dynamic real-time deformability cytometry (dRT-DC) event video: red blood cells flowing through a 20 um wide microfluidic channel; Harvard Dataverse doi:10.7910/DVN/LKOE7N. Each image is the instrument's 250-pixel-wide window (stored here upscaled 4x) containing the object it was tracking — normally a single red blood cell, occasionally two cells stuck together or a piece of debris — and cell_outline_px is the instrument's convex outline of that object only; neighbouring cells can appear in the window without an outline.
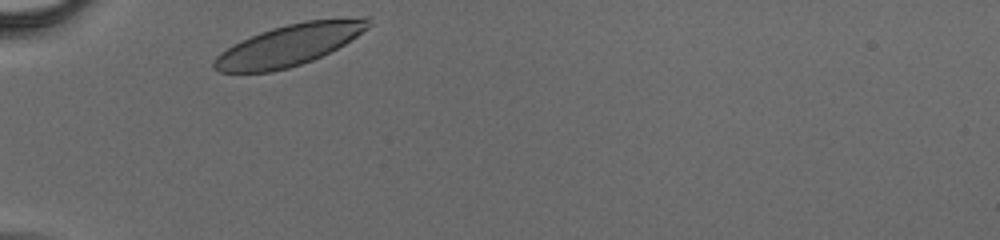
{"species": "human", "species_latin": "Homo sapiens", "temperature_condition": "cold", "stored_images_in_passage": 25, "camera_frame_rate_fps": 3000, "um_per_image_px": 0.085, "donor": {"sex": "male"}, "frame": {"image": 1, "passage_image": 1, "time_ms": 0.0, "image_size_px": [1000, 240], "cell_outline_px": [[372, 24], [368, 28], [344, 44], [312, 60], [288, 68], [272, 72], [220, 72], [212, 68], [212, 64], [216, 56], [220, 52], [232, 44], [260, 32], [272, 28], [304, 20], [364, 16], [368, 16]], "centroid_in_image_um": [24.58, 3.81], "position_along_channel_um": 60.4, "area_um2": 37.17}}
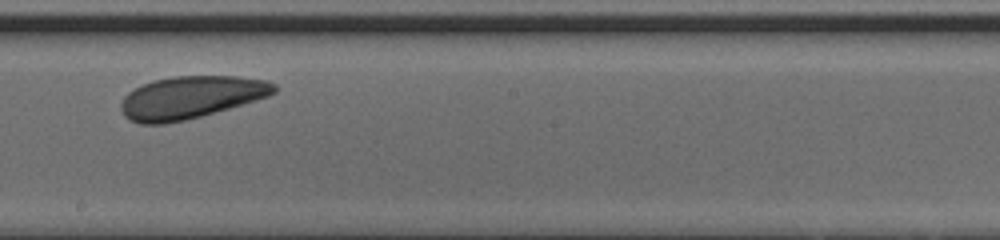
{"frame": {"image": 2, "passage_image": 14, "time_ms": 4.333, "image_size_px": [1000, 240], "cell_outline_px": [[276, 92], [268, 96], [256, 100], [200, 116], [184, 120], [164, 124], [140, 124], [128, 120], [124, 116], [120, 108], [120, 104], [124, 96], [128, 92], [152, 80], [176, 76], [236, 76], [268, 80], [276, 84]], "centroid_in_image_um": [16.2, 8.27], "position_along_channel_um": 232.0, "area_um2": 37.86}}
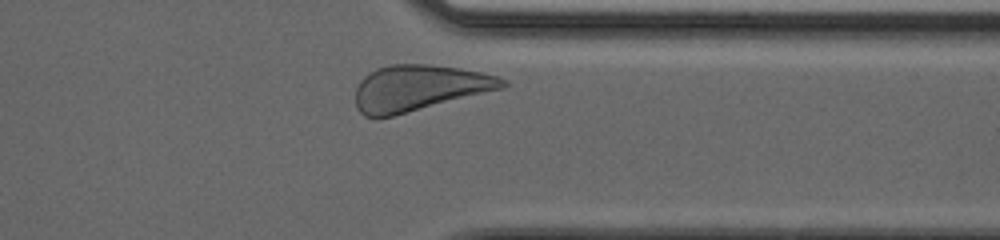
{"frame": {"image": 3, "passage_image": 24, "time_ms": 7.667, "image_size_px": [1000, 240], "cell_outline_px": [[508, 84], [504, 88], [376, 120], [364, 116], [356, 108], [356, 88], [360, 80], [364, 76], [376, 68], [388, 64], [428, 64], [460, 68], [480, 72], [496, 76], [508, 80]], "centroid_in_image_um": [35.58, 7.48], "position_along_channel_um": 375.8, "area_um2": 39.54}}